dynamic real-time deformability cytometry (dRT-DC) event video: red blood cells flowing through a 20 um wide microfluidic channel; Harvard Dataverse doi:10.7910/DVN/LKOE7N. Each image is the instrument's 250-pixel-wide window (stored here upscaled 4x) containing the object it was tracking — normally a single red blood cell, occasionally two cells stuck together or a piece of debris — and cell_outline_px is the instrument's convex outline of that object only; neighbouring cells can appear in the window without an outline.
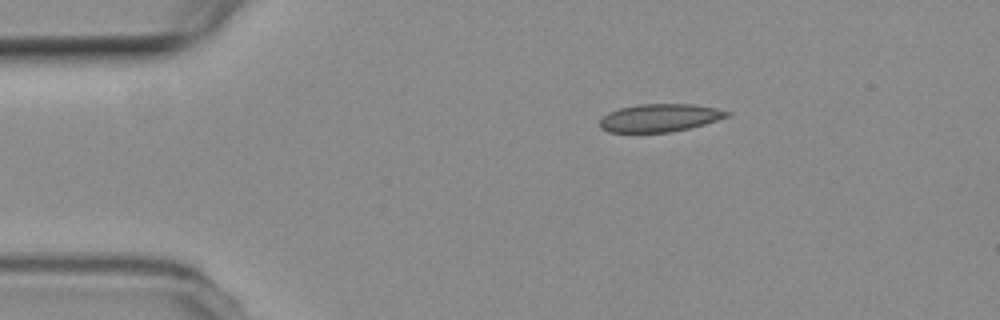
{"species": "common noctule bat (a hibernating species)", "species_latin": "Nyctalus noctula", "temperature_condition": "room temperature", "stored_images_in_passage": 3, "camera_frame_rate_fps": 3000, "um_per_image_px": 0.085, "animal": {"sex": "female", "body_mass_g": 19.3, "forearm_length_mm": 54.1}, "frame": {"image": 1, "passage_image": 1, "time_ms": 0.0, "image_size_px": [1000, 320], "cell_outline_px": [[732, 116], [704, 124], [672, 132], [608, 132], [600, 128], [600, 120], [608, 112], [620, 108], [640, 104], [692, 104], [716, 108], [732, 112]], "centroid_in_image_um": [56.11, 10.01], "position_along_channel_um": 28.9, "area_um2": 20.69}}
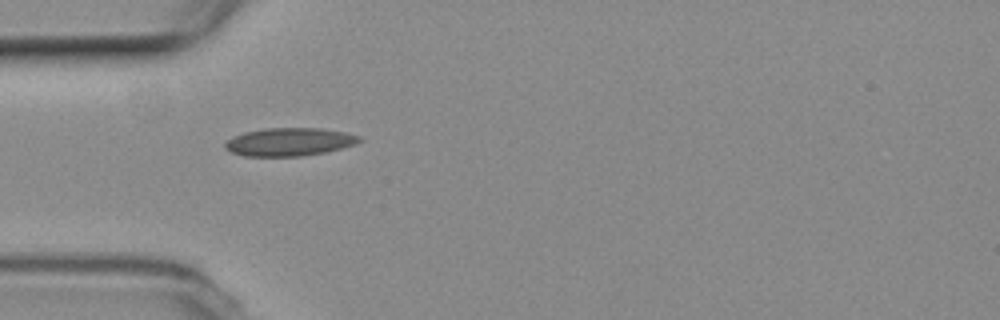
{"frame": {"image": 2, "passage_image": 3, "time_ms": 2.333, "image_size_px": [1000, 320], "cell_outline_px": [[364, 140], [356, 144], [324, 152], [300, 156], [244, 156], [232, 152], [224, 148], [224, 144], [232, 136], [244, 132], [264, 128], [320, 128], [344, 132], [360, 136]], "centroid_in_image_um": [24.58, 12.05], "position_along_channel_um": 60.4, "area_um2": 21.96}}